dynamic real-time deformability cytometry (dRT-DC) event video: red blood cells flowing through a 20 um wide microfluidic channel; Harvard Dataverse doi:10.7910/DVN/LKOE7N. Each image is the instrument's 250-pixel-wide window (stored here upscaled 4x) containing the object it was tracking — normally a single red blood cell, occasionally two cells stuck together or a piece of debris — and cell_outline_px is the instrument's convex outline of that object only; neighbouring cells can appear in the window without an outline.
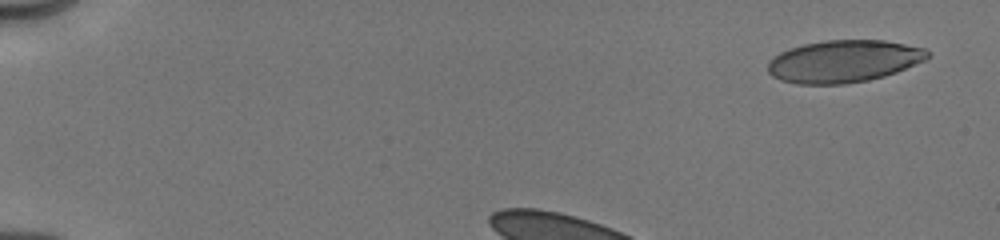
{"species": "human", "species_latin": "Homo sapiens", "temperature_condition": "cold", "stored_images_in_passage": 13, "camera_frame_rate_fps": 3000, "um_per_image_px": 0.085, "donor": {"sex": "male"}, "frame": {"image": 1, "passage_image": 1, "time_ms": 0.0, "image_size_px": [1000, 240], "cell_outline_px": [[928, 56], [924, 60], [896, 72], [884, 76], [868, 80], [844, 84], [796, 84], [780, 80], [772, 76], [768, 72], [768, 60], [772, 56], [788, 48], [804, 44], [828, 40], [884, 40], [924, 48], [928, 52]], "centroid_in_image_um": [71.65, 5.21], "position_along_channel_um": 13.3, "area_um2": 39.3}}
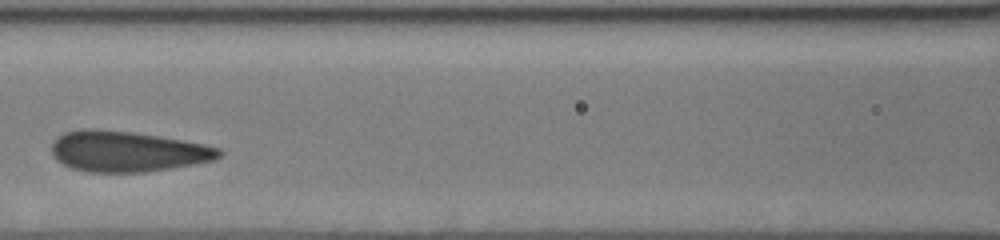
{"frame": {"image": 2, "passage_image": 6, "time_ms": 4.667, "image_size_px": [1000, 240], "cell_outline_px": [[224, 152], [216, 160], [172, 168], [144, 172], [88, 172], [72, 168], [56, 160], [52, 156], [52, 140], [64, 132], [80, 128], [96, 128], [132, 132], [204, 144], [220, 148]], "centroid_in_image_um": [10.79, 12.86], "position_along_channel_um": 155.8, "area_um2": 39.88}}
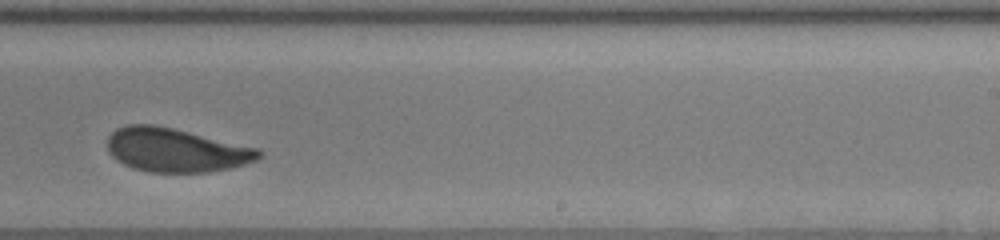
{"frame": {"image": 3, "passage_image": 12, "time_ms": 7.667, "image_size_px": [1000, 240], "cell_outline_px": [[264, 152], [260, 160], [232, 168], [208, 172], [148, 172], [132, 168], [116, 160], [108, 152], [108, 136], [116, 128], [128, 124], [152, 124], [172, 128], [260, 148]], "centroid_in_image_um": [14.99, 12.76], "position_along_channel_um": 274.0, "area_um2": 39.02}}